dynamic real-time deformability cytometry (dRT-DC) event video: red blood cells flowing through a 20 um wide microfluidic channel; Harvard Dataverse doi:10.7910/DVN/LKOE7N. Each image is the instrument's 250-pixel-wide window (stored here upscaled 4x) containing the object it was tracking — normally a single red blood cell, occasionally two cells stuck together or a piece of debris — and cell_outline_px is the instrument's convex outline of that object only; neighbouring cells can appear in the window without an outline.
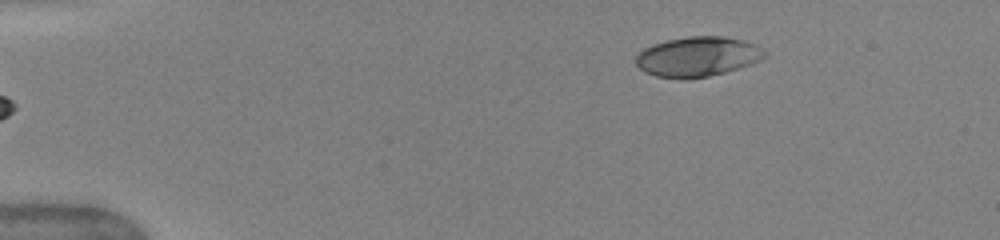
{"species": "human", "species_latin": "Homo sapiens", "temperature_condition": "warm", "stored_images_in_passage": 43, "camera_frame_rate_fps": 3000, "um_per_image_px": 0.085, "donor": {"sex": "female"}, "frame": {"image": 1, "passage_image": 1, "time_ms": 0.0, "image_size_px": [1000, 240], "cell_outline_px": [[768, 52], [764, 56], [748, 64], [724, 72], [708, 76], [684, 80], [656, 76], [644, 72], [636, 64], [636, 56], [644, 48], [652, 44], [668, 40], [688, 36], [724, 36], [744, 40], [756, 44]], "centroid_in_image_um": [59.26, 4.81], "position_along_channel_um": 25.7, "area_um2": 29.82}}
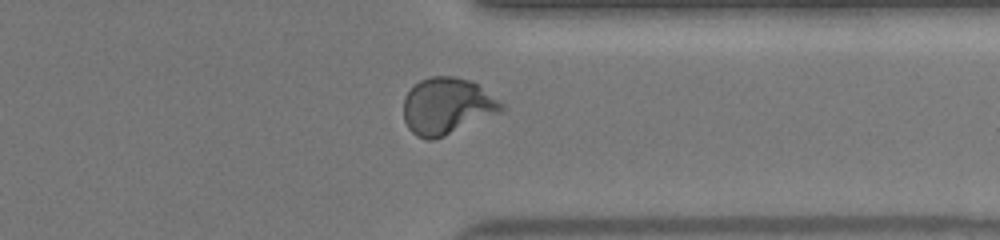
{"frame": {"image": 2, "passage_image": 33, "time_ms": 10.667, "image_size_px": [1000, 240], "cell_outline_px": [[504, 108], [500, 112], [444, 136], [432, 140], [428, 140], [416, 136], [408, 128], [404, 120], [404, 96], [420, 80], [432, 76], [456, 76], [468, 80], [476, 84], [504, 104]], "centroid_in_image_um": [37.96, 9.02], "position_along_channel_um": 373.4, "area_um2": 31.91}}
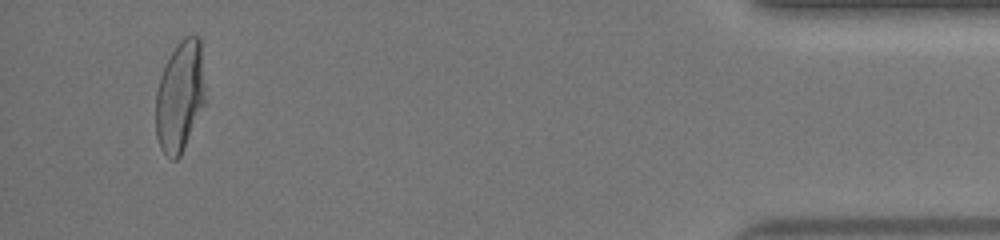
{"frame": {"image": 3, "passage_image": 41, "time_ms": 13.333, "image_size_px": [1000, 240], "cell_outline_px": [[204, 104], [180, 156], [176, 160], [172, 160], [160, 148], [156, 136], [156, 92], [160, 76], [176, 44], [184, 36], [200, 36], [204, 88]], "centroid_in_image_um": [15.28, 8.19], "position_along_channel_um": 419.9, "area_um2": 31.56}, "authors_computed_cell_mechanics": {"area_um2": 30.5762, "velocity_mm_per_s": 4.0665, "shape_relaxation_time_tau1_ms": 3.806, "shape_relaxation_time_tau2_ms": null, "deformation_change_tau1": 0.2028, "deformation_change_tau2": null}}